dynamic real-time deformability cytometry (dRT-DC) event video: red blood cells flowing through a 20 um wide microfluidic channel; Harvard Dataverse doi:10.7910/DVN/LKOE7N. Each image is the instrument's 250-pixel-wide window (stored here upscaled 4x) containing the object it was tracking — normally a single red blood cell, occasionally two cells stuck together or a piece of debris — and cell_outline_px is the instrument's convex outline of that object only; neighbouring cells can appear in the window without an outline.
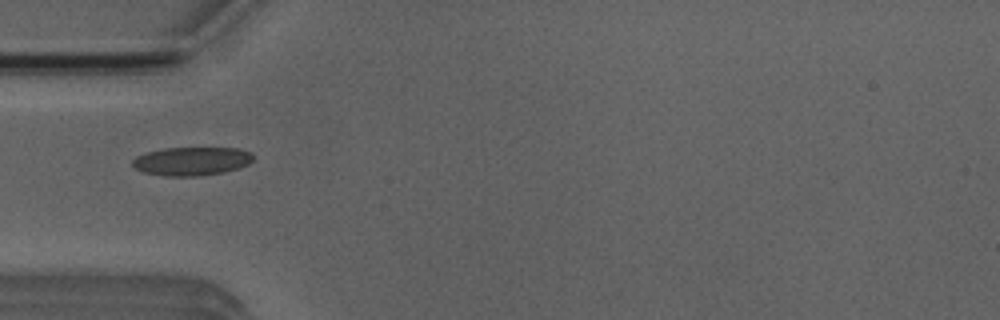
{"species": "Egyptian fruit bat (a non-hibernating species)", "species_latin": "Rousettus aegyptiacus", "temperature_condition": "room temperature", "stored_images_in_passage": 3, "camera_frame_rate_fps": 3000, "um_per_image_px": 0.085, "animal": {"sex": "male"}, "frame": {"image": 1, "passage_image": 2, "time_ms": 1.333, "image_size_px": [1000, 320], "cell_outline_px": [[256, 156], [248, 164], [224, 172], [200, 176], [164, 176], [144, 172], [136, 168], [132, 164], [132, 160], [136, 156], [148, 152], [164, 148], [240, 148], [252, 152]], "centroid_in_image_um": [16.32, 13.69], "position_along_channel_um": 68.7, "area_um2": 20.11}}